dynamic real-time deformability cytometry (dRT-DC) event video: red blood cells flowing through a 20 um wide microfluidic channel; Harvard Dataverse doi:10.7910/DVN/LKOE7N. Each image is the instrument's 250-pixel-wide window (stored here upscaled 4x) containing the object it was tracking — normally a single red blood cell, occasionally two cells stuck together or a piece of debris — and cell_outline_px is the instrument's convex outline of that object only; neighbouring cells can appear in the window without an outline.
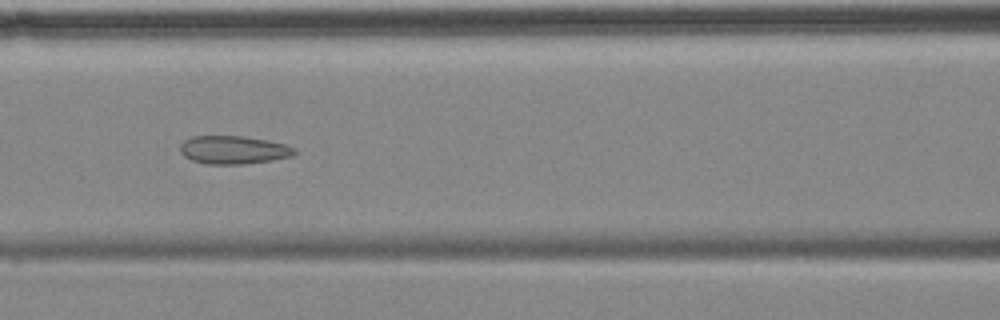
{"species": "common noctule bat (a hibernating species)", "species_latin": "Nyctalus noctula", "temperature_condition": "cold", "stored_images_in_passage": 7, "camera_frame_rate_fps": 3000, "um_per_image_px": 0.085, "animal": {"sex": "female", "body_mass_g": 18.4}, "frame": {"image": 1, "passage_image": 6, "time_ms": 5.667, "image_size_px": [1000, 320], "cell_outline_px": [[296, 152], [292, 156], [272, 160], [244, 164], [208, 164], [192, 160], [184, 156], [180, 152], [180, 144], [184, 140], [192, 136], [244, 136], [268, 140], [284, 144], [296, 148]], "centroid_in_image_um": [19.84, 12.73], "position_along_channel_um": 146.8, "area_um2": 18.84}}
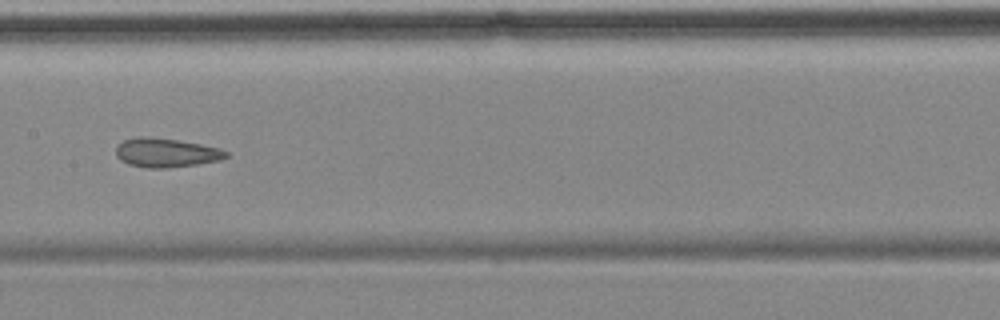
{"frame": {"image": 2, "passage_image": 7, "time_ms": 7.0, "image_size_px": [1000, 320], "cell_outline_px": [[228, 156], [220, 160], [196, 164], [164, 168], [148, 168], [128, 164], [120, 160], [116, 156], [116, 148], [124, 140], [136, 136], [152, 136], [200, 144], [220, 148], [228, 152]], "centroid_in_image_um": [14.1, 12.97], "position_along_channel_um": 193.3, "area_um2": 18.61}}